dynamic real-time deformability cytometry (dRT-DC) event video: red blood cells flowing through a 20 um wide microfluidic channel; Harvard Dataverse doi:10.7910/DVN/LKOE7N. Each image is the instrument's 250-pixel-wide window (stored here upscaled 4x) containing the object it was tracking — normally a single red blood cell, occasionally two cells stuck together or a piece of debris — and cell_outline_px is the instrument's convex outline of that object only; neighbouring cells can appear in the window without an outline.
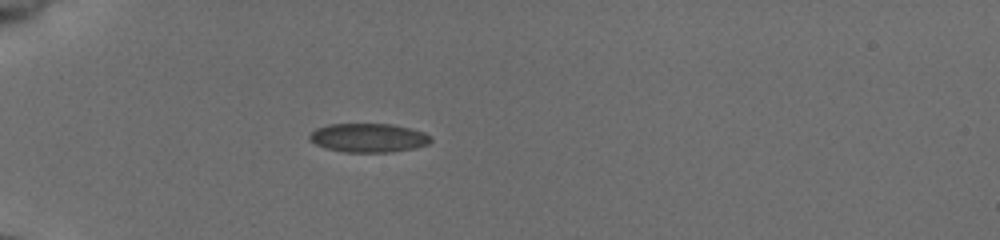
{"species": "common noctule bat (a hibernating species)", "species_latin": "Nyctalus noctula", "temperature_condition": "cold", "stored_images_in_passage": 37, "camera_frame_rate_fps": 3000, "um_per_image_px": 0.085, "animal": {"sex": "female", "body_mass_g": 19.5, "forearm_length_mm": 54.1}, "frame": {"image": 1, "passage_image": 1, "time_ms": 0.0, "image_size_px": [1000, 240], "cell_outline_px": [[432, 140], [428, 144], [412, 148], [388, 152], [344, 152], [328, 148], [316, 144], [308, 136], [316, 128], [328, 124], [392, 124], [424, 132], [432, 136]], "centroid_in_image_um": [31.33, 11.7], "position_along_channel_um": 53.7, "area_um2": 20.17}}
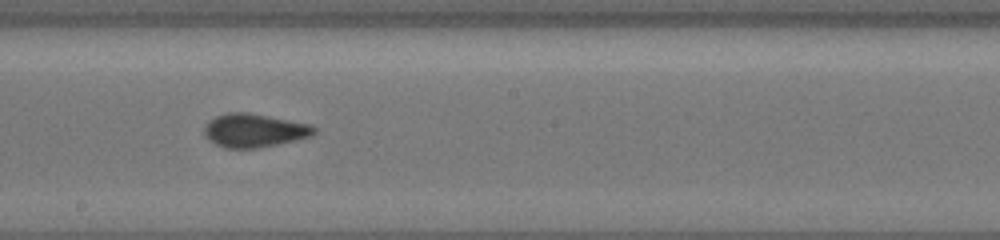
{"frame": {"image": 2, "passage_image": 16, "time_ms": 5.0, "image_size_px": [1000, 240], "cell_outline_px": [[316, 132], [312, 136], [276, 144], [256, 148], [224, 148], [216, 144], [204, 132], [204, 128], [208, 120], [216, 116], [228, 112], [248, 112], [312, 124], [316, 128]], "centroid_in_image_um": [21.63, 11.07], "position_along_channel_um": 226.6, "area_um2": 21.33}}
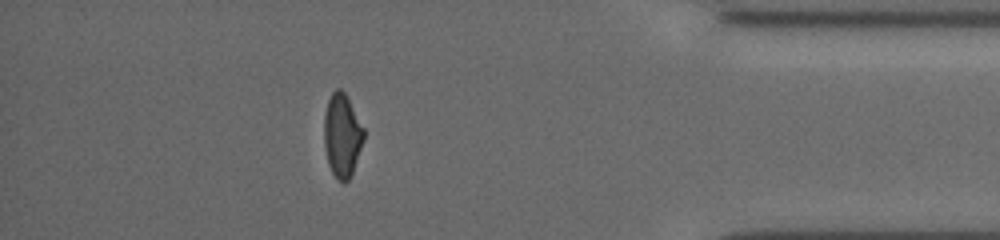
{"frame": {"image": 3, "passage_image": 32, "time_ms": 10.333, "image_size_px": [1000, 240], "cell_outline_px": [[364, 140], [352, 172], [348, 180], [344, 184], [332, 172], [328, 164], [324, 144], [324, 116], [328, 100], [332, 92], [336, 88], [340, 88], [348, 96], [364, 128]], "centroid_in_image_um": [29.08, 11.47], "position_along_channel_um": 406.1, "area_um2": 19.31}, "authors_computed_cell_mechanics": {"area_um2": 20.7502, "velocity_mm_per_s": 3.9308, "shape_relaxation_time_tau1_ms": 10.4483, "shape_relaxation_time_tau2_ms": 0.9448, "deformation_change_tau1": 0.1813, "deformation_change_tau2": 0.0439}}